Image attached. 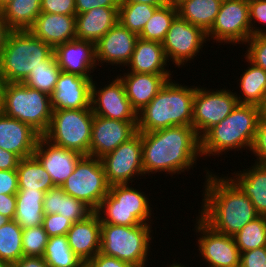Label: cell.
<instances>
[{"label":"cell","instance_id":"13","mask_svg":"<svg viewBox=\"0 0 266 267\" xmlns=\"http://www.w3.org/2000/svg\"><path fill=\"white\" fill-rule=\"evenodd\" d=\"M208 42L207 33L200 27L190 24L179 15L175 17L166 34L162 46L170 65L186 67V64L195 59L201 53L204 45Z\"/></svg>","mask_w":266,"mask_h":267},{"label":"cell","instance_id":"34","mask_svg":"<svg viewBox=\"0 0 266 267\" xmlns=\"http://www.w3.org/2000/svg\"><path fill=\"white\" fill-rule=\"evenodd\" d=\"M0 13L13 31L29 30L41 13V0H12Z\"/></svg>","mask_w":266,"mask_h":267},{"label":"cell","instance_id":"30","mask_svg":"<svg viewBox=\"0 0 266 267\" xmlns=\"http://www.w3.org/2000/svg\"><path fill=\"white\" fill-rule=\"evenodd\" d=\"M14 221L22 228L40 226L44 219L43 200L45 192L18 189Z\"/></svg>","mask_w":266,"mask_h":267},{"label":"cell","instance_id":"52","mask_svg":"<svg viewBox=\"0 0 266 267\" xmlns=\"http://www.w3.org/2000/svg\"><path fill=\"white\" fill-rule=\"evenodd\" d=\"M20 158L13 152L0 147V170L17 169Z\"/></svg>","mask_w":266,"mask_h":267},{"label":"cell","instance_id":"42","mask_svg":"<svg viewBox=\"0 0 266 267\" xmlns=\"http://www.w3.org/2000/svg\"><path fill=\"white\" fill-rule=\"evenodd\" d=\"M245 46L246 55L243 56L266 71V35H252L245 42Z\"/></svg>","mask_w":266,"mask_h":267},{"label":"cell","instance_id":"7","mask_svg":"<svg viewBox=\"0 0 266 267\" xmlns=\"http://www.w3.org/2000/svg\"><path fill=\"white\" fill-rule=\"evenodd\" d=\"M150 202L141 188L139 191L132 184H116L110 186L109 193L95 212L101 223L122 226L151 224L153 219Z\"/></svg>","mask_w":266,"mask_h":267},{"label":"cell","instance_id":"10","mask_svg":"<svg viewBox=\"0 0 266 267\" xmlns=\"http://www.w3.org/2000/svg\"><path fill=\"white\" fill-rule=\"evenodd\" d=\"M61 188L67 195L83 201L95 212L109 193L110 185L101 160L83 156Z\"/></svg>","mask_w":266,"mask_h":267},{"label":"cell","instance_id":"45","mask_svg":"<svg viewBox=\"0 0 266 267\" xmlns=\"http://www.w3.org/2000/svg\"><path fill=\"white\" fill-rule=\"evenodd\" d=\"M251 154H254L256 163L266 165V121L260 118L254 138Z\"/></svg>","mask_w":266,"mask_h":267},{"label":"cell","instance_id":"61","mask_svg":"<svg viewBox=\"0 0 266 267\" xmlns=\"http://www.w3.org/2000/svg\"><path fill=\"white\" fill-rule=\"evenodd\" d=\"M167 267V266H166ZM168 267H187V266H184V265H182L181 263L179 264L178 262L175 264L174 262L171 264V265H169Z\"/></svg>","mask_w":266,"mask_h":267},{"label":"cell","instance_id":"27","mask_svg":"<svg viewBox=\"0 0 266 267\" xmlns=\"http://www.w3.org/2000/svg\"><path fill=\"white\" fill-rule=\"evenodd\" d=\"M168 64L162 43L138 38L132 58L126 67H129L128 72L173 75L166 68Z\"/></svg>","mask_w":266,"mask_h":267},{"label":"cell","instance_id":"40","mask_svg":"<svg viewBox=\"0 0 266 267\" xmlns=\"http://www.w3.org/2000/svg\"><path fill=\"white\" fill-rule=\"evenodd\" d=\"M233 237L240 253L266 246V216L259 215Z\"/></svg>","mask_w":266,"mask_h":267},{"label":"cell","instance_id":"62","mask_svg":"<svg viewBox=\"0 0 266 267\" xmlns=\"http://www.w3.org/2000/svg\"><path fill=\"white\" fill-rule=\"evenodd\" d=\"M173 3L177 4L180 0H171Z\"/></svg>","mask_w":266,"mask_h":267},{"label":"cell","instance_id":"26","mask_svg":"<svg viewBox=\"0 0 266 267\" xmlns=\"http://www.w3.org/2000/svg\"><path fill=\"white\" fill-rule=\"evenodd\" d=\"M119 7H98L76 14V39L94 45L118 23Z\"/></svg>","mask_w":266,"mask_h":267},{"label":"cell","instance_id":"18","mask_svg":"<svg viewBox=\"0 0 266 267\" xmlns=\"http://www.w3.org/2000/svg\"><path fill=\"white\" fill-rule=\"evenodd\" d=\"M138 38L136 33L118 22L95 44L97 66L103 67L106 62L110 67L111 65L126 67L132 58Z\"/></svg>","mask_w":266,"mask_h":267},{"label":"cell","instance_id":"29","mask_svg":"<svg viewBox=\"0 0 266 267\" xmlns=\"http://www.w3.org/2000/svg\"><path fill=\"white\" fill-rule=\"evenodd\" d=\"M44 214H59L72 223L82 221L94 211L83 201L67 195L61 187L55 186L45 193L43 200Z\"/></svg>","mask_w":266,"mask_h":267},{"label":"cell","instance_id":"59","mask_svg":"<svg viewBox=\"0 0 266 267\" xmlns=\"http://www.w3.org/2000/svg\"><path fill=\"white\" fill-rule=\"evenodd\" d=\"M12 0H0V11L11 2Z\"/></svg>","mask_w":266,"mask_h":267},{"label":"cell","instance_id":"9","mask_svg":"<svg viewBox=\"0 0 266 267\" xmlns=\"http://www.w3.org/2000/svg\"><path fill=\"white\" fill-rule=\"evenodd\" d=\"M93 118L92 108L53 110L43 136L57 146L88 156Z\"/></svg>","mask_w":266,"mask_h":267},{"label":"cell","instance_id":"39","mask_svg":"<svg viewBox=\"0 0 266 267\" xmlns=\"http://www.w3.org/2000/svg\"><path fill=\"white\" fill-rule=\"evenodd\" d=\"M61 72L54 53L42 65L32 71L24 85L51 95L55 89L58 76Z\"/></svg>","mask_w":266,"mask_h":267},{"label":"cell","instance_id":"11","mask_svg":"<svg viewBox=\"0 0 266 267\" xmlns=\"http://www.w3.org/2000/svg\"><path fill=\"white\" fill-rule=\"evenodd\" d=\"M199 84L193 98L192 127L201 138L210 128L224 120L237 106L233 90L207 89Z\"/></svg>","mask_w":266,"mask_h":267},{"label":"cell","instance_id":"53","mask_svg":"<svg viewBox=\"0 0 266 267\" xmlns=\"http://www.w3.org/2000/svg\"><path fill=\"white\" fill-rule=\"evenodd\" d=\"M12 267H50L43 257L23 256Z\"/></svg>","mask_w":266,"mask_h":267},{"label":"cell","instance_id":"20","mask_svg":"<svg viewBox=\"0 0 266 267\" xmlns=\"http://www.w3.org/2000/svg\"><path fill=\"white\" fill-rule=\"evenodd\" d=\"M89 79L61 71L51 96L53 110L91 108V85Z\"/></svg>","mask_w":266,"mask_h":267},{"label":"cell","instance_id":"49","mask_svg":"<svg viewBox=\"0 0 266 267\" xmlns=\"http://www.w3.org/2000/svg\"><path fill=\"white\" fill-rule=\"evenodd\" d=\"M86 267H133L125 261L119 260L115 257L97 253L86 264Z\"/></svg>","mask_w":266,"mask_h":267},{"label":"cell","instance_id":"48","mask_svg":"<svg viewBox=\"0 0 266 267\" xmlns=\"http://www.w3.org/2000/svg\"><path fill=\"white\" fill-rule=\"evenodd\" d=\"M18 189L16 169L0 170V194H16Z\"/></svg>","mask_w":266,"mask_h":267},{"label":"cell","instance_id":"19","mask_svg":"<svg viewBox=\"0 0 266 267\" xmlns=\"http://www.w3.org/2000/svg\"><path fill=\"white\" fill-rule=\"evenodd\" d=\"M33 155L46 169L54 186L61 187L73 173L78 161L83 157L77 151L57 146L40 136Z\"/></svg>","mask_w":266,"mask_h":267},{"label":"cell","instance_id":"24","mask_svg":"<svg viewBox=\"0 0 266 267\" xmlns=\"http://www.w3.org/2000/svg\"><path fill=\"white\" fill-rule=\"evenodd\" d=\"M29 31L54 49L76 39V15L41 12Z\"/></svg>","mask_w":266,"mask_h":267},{"label":"cell","instance_id":"36","mask_svg":"<svg viewBox=\"0 0 266 267\" xmlns=\"http://www.w3.org/2000/svg\"><path fill=\"white\" fill-rule=\"evenodd\" d=\"M43 258L50 267L85 266L83 261L72 251L66 235L49 237Z\"/></svg>","mask_w":266,"mask_h":267},{"label":"cell","instance_id":"32","mask_svg":"<svg viewBox=\"0 0 266 267\" xmlns=\"http://www.w3.org/2000/svg\"><path fill=\"white\" fill-rule=\"evenodd\" d=\"M222 2L219 0H180L178 15L207 32L213 25Z\"/></svg>","mask_w":266,"mask_h":267},{"label":"cell","instance_id":"44","mask_svg":"<svg viewBox=\"0 0 266 267\" xmlns=\"http://www.w3.org/2000/svg\"><path fill=\"white\" fill-rule=\"evenodd\" d=\"M72 222L63 215L45 214L43 219V228L49 237L67 235L72 226Z\"/></svg>","mask_w":266,"mask_h":267},{"label":"cell","instance_id":"51","mask_svg":"<svg viewBox=\"0 0 266 267\" xmlns=\"http://www.w3.org/2000/svg\"><path fill=\"white\" fill-rule=\"evenodd\" d=\"M16 213L15 194H0V214L13 220Z\"/></svg>","mask_w":266,"mask_h":267},{"label":"cell","instance_id":"46","mask_svg":"<svg viewBox=\"0 0 266 267\" xmlns=\"http://www.w3.org/2000/svg\"><path fill=\"white\" fill-rule=\"evenodd\" d=\"M41 12L76 15L75 0H41Z\"/></svg>","mask_w":266,"mask_h":267},{"label":"cell","instance_id":"6","mask_svg":"<svg viewBox=\"0 0 266 267\" xmlns=\"http://www.w3.org/2000/svg\"><path fill=\"white\" fill-rule=\"evenodd\" d=\"M152 232L151 224L122 226L101 223L100 252L133 267H147L152 248L150 243L154 240Z\"/></svg>","mask_w":266,"mask_h":267},{"label":"cell","instance_id":"28","mask_svg":"<svg viewBox=\"0 0 266 267\" xmlns=\"http://www.w3.org/2000/svg\"><path fill=\"white\" fill-rule=\"evenodd\" d=\"M242 170L227 176L250 198L258 215L266 216V165L254 162Z\"/></svg>","mask_w":266,"mask_h":267},{"label":"cell","instance_id":"47","mask_svg":"<svg viewBox=\"0 0 266 267\" xmlns=\"http://www.w3.org/2000/svg\"><path fill=\"white\" fill-rule=\"evenodd\" d=\"M241 267H266V246L240 253Z\"/></svg>","mask_w":266,"mask_h":267},{"label":"cell","instance_id":"4","mask_svg":"<svg viewBox=\"0 0 266 267\" xmlns=\"http://www.w3.org/2000/svg\"><path fill=\"white\" fill-rule=\"evenodd\" d=\"M260 118L259 106L237 104L224 120L201 137L202 157H210V155L219 157L223 152L225 154L233 150L238 153L239 150L250 151Z\"/></svg>","mask_w":266,"mask_h":267},{"label":"cell","instance_id":"43","mask_svg":"<svg viewBox=\"0 0 266 267\" xmlns=\"http://www.w3.org/2000/svg\"><path fill=\"white\" fill-rule=\"evenodd\" d=\"M248 4L250 14L251 36L266 35V29L261 28V26L264 27L266 25V0H248ZM257 23L262 25L260 27H257Z\"/></svg>","mask_w":266,"mask_h":267},{"label":"cell","instance_id":"37","mask_svg":"<svg viewBox=\"0 0 266 267\" xmlns=\"http://www.w3.org/2000/svg\"><path fill=\"white\" fill-rule=\"evenodd\" d=\"M22 233L23 229L14 220L0 227V260L13 265L23 257Z\"/></svg>","mask_w":266,"mask_h":267},{"label":"cell","instance_id":"12","mask_svg":"<svg viewBox=\"0 0 266 267\" xmlns=\"http://www.w3.org/2000/svg\"><path fill=\"white\" fill-rule=\"evenodd\" d=\"M213 43L244 44L251 37L248 0L222 2L212 27L206 32ZM210 37V38H209Z\"/></svg>","mask_w":266,"mask_h":267},{"label":"cell","instance_id":"16","mask_svg":"<svg viewBox=\"0 0 266 267\" xmlns=\"http://www.w3.org/2000/svg\"><path fill=\"white\" fill-rule=\"evenodd\" d=\"M96 84V81H92L91 108L94 115L121 121H137V113L132 108L124 84L118 76L105 86L97 87Z\"/></svg>","mask_w":266,"mask_h":267},{"label":"cell","instance_id":"50","mask_svg":"<svg viewBox=\"0 0 266 267\" xmlns=\"http://www.w3.org/2000/svg\"><path fill=\"white\" fill-rule=\"evenodd\" d=\"M121 0H75L76 14L98 7H119Z\"/></svg>","mask_w":266,"mask_h":267},{"label":"cell","instance_id":"57","mask_svg":"<svg viewBox=\"0 0 266 267\" xmlns=\"http://www.w3.org/2000/svg\"><path fill=\"white\" fill-rule=\"evenodd\" d=\"M261 118L266 121V97L263 104L260 106Z\"/></svg>","mask_w":266,"mask_h":267},{"label":"cell","instance_id":"5","mask_svg":"<svg viewBox=\"0 0 266 267\" xmlns=\"http://www.w3.org/2000/svg\"><path fill=\"white\" fill-rule=\"evenodd\" d=\"M54 49L29 30L12 31L0 53V77L6 83H23Z\"/></svg>","mask_w":266,"mask_h":267},{"label":"cell","instance_id":"15","mask_svg":"<svg viewBox=\"0 0 266 267\" xmlns=\"http://www.w3.org/2000/svg\"><path fill=\"white\" fill-rule=\"evenodd\" d=\"M194 225L198 237L197 247L199 256L208 267H230L240 265V251L233 236L221 234L207 225L199 216H196ZM200 236V237H199Z\"/></svg>","mask_w":266,"mask_h":267},{"label":"cell","instance_id":"17","mask_svg":"<svg viewBox=\"0 0 266 267\" xmlns=\"http://www.w3.org/2000/svg\"><path fill=\"white\" fill-rule=\"evenodd\" d=\"M137 133V121H121L94 115L88 156L102 158Z\"/></svg>","mask_w":266,"mask_h":267},{"label":"cell","instance_id":"54","mask_svg":"<svg viewBox=\"0 0 266 267\" xmlns=\"http://www.w3.org/2000/svg\"><path fill=\"white\" fill-rule=\"evenodd\" d=\"M13 30L9 27L7 22L3 19L1 13H0V53L6 46L9 34Z\"/></svg>","mask_w":266,"mask_h":267},{"label":"cell","instance_id":"35","mask_svg":"<svg viewBox=\"0 0 266 267\" xmlns=\"http://www.w3.org/2000/svg\"><path fill=\"white\" fill-rule=\"evenodd\" d=\"M177 15V6L172 1L165 6L158 7L138 35L139 38L162 43Z\"/></svg>","mask_w":266,"mask_h":267},{"label":"cell","instance_id":"25","mask_svg":"<svg viewBox=\"0 0 266 267\" xmlns=\"http://www.w3.org/2000/svg\"><path fill=\"white\" fill-rule=\"evenodd\" d=\"M117 76L123 82L126 96L136 113L148 105L167 81L172 79V75L134 72H124Z\"/></svg>","mask_w":266,"mask_h":267},{"label":"cell","instance_id":"63","mask_svg":"<svg viewBox=\"0 0 266 267\" xmlns=\"http://www.w3.org/2000/svg\"><path fill=\"white\" fill-rule=\"evenodd\" d=\"M207 267V266H206ZM230 267H241L240 265H236V266H230Z\"/></svg>","mask_w":266,"mask_h":267},{"label":"cell","instance_id":"58","mask_svg":"<svg viewBox=\"0 0 266 267\" xmlns=\"http://www.w3.org/2000/svg\"><path fill=\"white\" fill-rule=\"evenodd\" d=\"M8 221H10L9 218L3 216L2 214H0V227L4 224H6Z\"/></svg>","mask_w":266,"mask_h":267},{"label":"cell","instance_id":"2","mask_svg":"<svg viewBox=\"0 0 266 267\" xmlns=\"http://www.w3.org/2000/svg\"><path fill=\"white\" fill-rule=\"evenodd\" d=\"M206 173L199 217L215 231L234 236L258 217L250 198L226 175Z\"/></svg>","mask_w":266,"mask_h":267},{"label":"cell","instance_id":"14","mask_svg":"<svg viewBox=\"0 0 266 267\" xmlns=\"http://www.w3.org/2000/svg\"><path fill=\"white\" fill-rule=\"evenodd\" d=\"M108 184H132L145 176L142 163L141 132L100 158ZM137 178H136V177ZM133 178V179H132Z\"/></svg>","mask_w":266,"mask_h":267},{"label":"cell","instance_id":"55","mask_svg":"<svg viewBox=\"0 0 266 267\" xmlns=\"http://www.w3.org/2000/svg\"><path fill=\"white\" fill-rule=\"evenodd\" d=\"M171 0H121L120 3H144L148 5H153L156 7H162L169 4Z\"/></svg>","mask_w":266,"mask_h":267},{"label":"cell","instance_id":"41","mask_svg":"<svg viewBox=\"0 0 266 267\" xmlns=\"http://www.w3.org/2000/svg\"><path fill=\"white\" fill-rule=\"evenodd\" d=\"M48 240L43 225L23 229V256L43 257Z\"/></svg>","mask_w":266,"mask_h":267},{"label":"cell","instance_id":"23","mask_svg":"<svg viewBox=\"0 0 266 267\" xmlns=\"http://www.w3.org/2000/svg\"><path fill=\"white\" fill-rule=\"evenodd\" d=\"M69 246L84 264L101 249V220L96 212L86 219L75 222L67 232Z\"/></svg>","mask_w":266,"mask_h":267},{"label":"cell","instance_id":"56","mask_svg":"<svg viewBox=\"0 0 266 267\" xmlns=\"http://www.w3.org/2000/svg\"><path fill=\"white\" fill-rule=\"evenodd\" d=\"M6 82L0 77V114L3 113V93Z\"/></svg>","mask_w":266,"mask_h":267},{"label":"cell","instance_id":"22","mask_svg":"<svg viewBox=\"0 0 266 267\" xmlns=\"http://www.w3.org/2000/svg\"><path fill=\"white\" fill-rule=\"evenodd\" d=\"M40 136L28 124L0 114V147L20 159L33 155Z\"/></svg>","mask_w":266,"mask_h":267},{"label":"cell","instance_id":"8","mask_svg":"<svg viewBox=\"0 0 266 267\" xmlns=\"http://www.w3.org/2000/svg\"><path fill=\"white\" fill-rule=\"evenodd\" d=\"M3 113L28 124L43 136L49 128L53 113L51 96L23 83H6Z\"/></svg>","mask_w":266,"mask_h":267},{"label":"cell","instance_id":"1","mask_svg":"<svg viewBox=\"0 0 266 267\" xmlns=\"http://www.w3.org/2000/svg\"><path fill=\"white\" fill-rule=\"evenodd\" d=\"M145 176L173 175L190 171L201 155V138L192 126H172L141 133Z\"/></svg>","mask_w":266,"mask_h":267},{"label":"cell","instance_id":"21","mask_svg":"<svg viewBox=\"0 0 266 267\" xmlns=\"http://www.w3.org/2000/svg\"><path fill=\"white\" fill-rule=\"evenodd\" d=\"M54 55L61 71L93 79L97 67L93 43L74 39L55 47Z\"/></svg>","mask_w":266,"mask_h":267},{"label":"cell","instance_id":"33","mask_svg":"<svg viewBox=\"0 0 266 267\" xmlns=\"http://www.w3.org/2000/svg\"><path fill=\"white\" fill-rule=\"evenodd\" d=\"M16 171L19 189L40 190L46 193L55 187L51 176L34 155L20 159Z\"/></svg>","mask_w":266,"mask_h":267},{"label":"cell","instance_id":"60","mask_svg":"<svg viewBox=\"0 0 266 267\" xmlns=\"http://www.w3.org/2000/svg\"><path fill=\"white\" fill-rule=\"evenodd\" d=\"M0 267H12V265L6 261L0 260Z\"/></svg>","mask_w":266,"mask_h":267},{"label":"cell","instance_id":"31","mask_svg":"<svg viewBox=\"0 0 266 267\" xmlns=\"http://www.w3.org/2000/svg\"><path fill=\"white\" fill-rule=\"evenodd\" d=\"M248 67L244 69L238 85L240 93L234 91L238 104L261 106L266 97V71L250 62L246 57ZM237 93V94H236ZM243 96V97H242Z\"/></svg>","mask_w":266,"mask_h":267},{"label":"cell","instance_id":"38","mask_svg":"<svg viewBox=\"0 0 266 267\" xmlns=\"http://www.w3.org/2000/svg\"><path fill=\"white\" fill-rule=\"evenodd\" d=\"M158 7L142 3H120L118 22L139 35Z\"/></svg>","mask_w":266,"mask_h":267},{"label":"cell","instance_id":"3","mask_svg":"<svg viewBox=\"0 0 266 267\" xmlns=\"http://www.w3.org/2000/svg\"><path fill=\"white\" fill-rule=\"evenodd\" d=\"M183 85L174 79L167 81L150 103L137 113V132L192 126L193 98L197 86Z\"/></svg>","mask_w":266,"mask_h":267}]
</instances>
